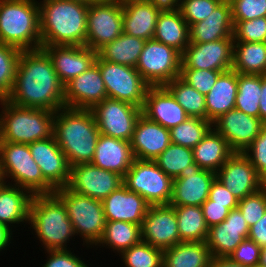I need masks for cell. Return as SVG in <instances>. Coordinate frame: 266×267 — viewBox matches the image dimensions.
Returning <instances> with one entry per match:
<instances>
[{"label":"cell","instance_id":"cell-1","mask_svg":"<svg viewBox=\"0 0 266 267\" xmlns=\"http://www.w3.org/2000/svg\"><path fill=\"white\" fill-rule=\"evenodd\" d=\"M8 102L56 112L65 107L64 85L48 54L41 48L21 51Z\"/></svg>","mask_w":266,"mask_h":267},{"label":"cell","instance_id":"cell-5","mask_svg":"<svg viewBox=\"0 0 266 267\" xmlns=\"http://www.w3.org/2000/svg\"><path fill=\"white\" fill-rule=\"evenodd\" d=\"M0 43L22 51L41 49L37 0H1Z\"/></svg>","mask_w":266,"mask_h":267},{"label":"cell","instance_id":"cell-16","mask_svg":"<svg viewBox=\"0 0 266 267\" xmlns=\"http://www.w3.org/2000/svg\"><path fill=\"white\" fill-rule=\"evenodd\" d=\"M177 226L174 206L150 205L142 221L141 239L164 251L182 242Z\"/></svg>","mask_w":266,"mask_h":267},{"label":"cell","instance_id":"cell-51","mask_svg":"<svg viewBox=\"0 0 266 267\" xmlns=\"http://www.w3.org/2000/svg\"><path fill=\"white\" fill-rule=\"evenodd\" d=\"M261 247L250 239H244L229 257L236 263L246 267H255L259 264Z\"/></svg>","mask_w":266,"mask_h":267},{"label":"cell","instance_id":"cell-12","mask_svg":"<svg viewBox=\"0 0 266 267\" xmlns=\"http://www.w3.org/2000/svg\"><path fill=\"white\" fill-rule=\"evenodd\" d=\"M122 0H99L89 4L85 46L98 51L123 33Z\"/></svg>","mask_w":266,"mask_h":267},{"label":"cell","instance_id":"cell-18","mask_svg":"<svg viewBox=\"0 0 266 267\" xmlns=\"http://www.w3.org/2000/svg\"><path fill=\"white\" fill-rule=\"evenodd\" d=\"M263 126L260 118L237 109L229 110L213 122V128L228 142L234 153H244Z\"/></svg>","mask_w":266,"mask_h":267},{"label":"cell","instance_id":"cell-48","mask_svg":"<svg viewBox=\"0 0 266 267\" xmlns=\"http://www.w3.org/2000/svg\"><path fill=\"white\" fill-rule=\"evenodd\" d=\"M221 73L222 71L181 68L180 77L198 92L206 95Z\"/></svg>","mask_w":266,"mask_h":267},{"label":"cell","instance_id":"cell-17","mask_svg":"<svg viewBox=\"0 0 266 267\" xmlns=\"http://www.w3.org/2000/svg\"><path fill=\"white\" fill-rule=\"evenodd\" d=\"M216 173L201 169L195 162L173 180L171 206H202L208 199Z\"/></svg>","mask_w":266,"mask_h":267},{"label":"cell","instance_id":"cell-28","mask_svg":"<svg viewBox=\"0 0 266 267\" xmlns=\"http://www.w3.org/2000/svg\"><path fill=\"white\" fill-rule=\"evenodd\" d=\"M234 23L229 0H222L203 21L189 26V42L200 44L233 38Z\"/></svg>","mask_w":266,"mask_h":267},{"label":"cell","instance_id":"cell-23","mask_svg":"<svg viewBox=\"0 0 266 267\" xmlns=\"http://www.w3.org/2000/svg\"><path fill=\"white\" fill-rule=\"evenodd\" d=\"M51 58L60 82L65 85L95 63L97 51L84 46L41 45Z\"/></svg>","mask_w":266,"mask_h":267},{"label":"cell","instance_id":"cell-36","mask_svg":"<svg viewBox=\"0 0 266 267\" xmlns=\"http://www.w3.org/2000/svg\"><path fill=\"white\" fill-rule=\"evenodd\" d=\"M145 42L141 38L122 33L100 48L97 55L105 61L136 67Z\"/></svg>","mask_w":266,"mask_h":267},{"label":"cell","instance_id":"cell-22","mask_svg":"<svg viewBox=\"0 0 266 267\" xmlns=\"http://www.w3.org/2000/svg\"><path fill=\"white\" fill-rule=\"evenodd\" d=\"M248 234L249 226L237 207L230 210L224 221L209 228L205 242L212 257H228Z\"/></svg>","mask_w":266,"mask_h":267},{"label":"cell","instance_id":"cell-52","mask_svg":"<svg viewBox=\"0 0 266 267\" xmlns=\"http://www.w3.org/2000/svg\"><path fill=\"white\" fill-rule=\"evenodd\" d=\"M47 260L42 267H88L82 257L76 255L74 250H47Z\"/></svg>","mask_w":266,"mask_h":267},{"label":"cell","instance_id":"cell-4","mask_svg":"<svg viewBox=\"0 0 266 267\" xmlns=\"http://www.w3.org/2000/svg\"><path fill=\"white\" fill-rule=\"evenodd\" d=\"M27 225L34 231L32 234L36 235L44 251L70 250L67 243L72 239L75 241L76 234L66 207L55 193L33 196Z\"/></svg>","mask_w":266,"mask_h":267},{"label":"cell","instance_id":"cell-30","mask_svg":"<svg viewBox=\"0 0 266 267\" xmlns=\"http://www.w3.org/2000/svg\"><path fill=\"white\" fill-rule=\"evenodd\" d=\"M33 196L29 190L3 182L0 185V224L14 231L25 223V228Z\"/></svg>","mask_w":266,"mask_h":267},{"label":"cell","instance_id":"cell-50","mask_svg":"<svg viewBox=\"0 0 266 267\" xmlns=\"http://www.w3.org/2000/svg\"><path fill=\"white\" fill-rule=\"evenodd\" d=\"M243 154L250 160L258 175L266 183V124Z\"/></svg>","mask_w":266,"mask_h":267},{"label":"cell","instance_id":"cell-47","mask_svg":"<svg viewBox=\"0 0 266 267\" xmlns=\"http://www.w3.org/2000/svg\"><path fill=\"white\" fill-rule=\"evenodd\" d=\"M221 1L222 0H179L177 8L190 26L206 19Z\"/></svg>","mask_w":266,"mask_h":267},{"label":"cell","instance_id":"cell-40","mask_svg":"<svg viewBox=\"0 0 266 267\" xmlns=\"http://www.w3.org/2000/svg\"><path fill=\"white\" fill-rule=\"evenodd\" d=\"M165 87L172 93L189 117L207 120L205 95L186 83L180 76Z\"/></svg>","mask_w":266,"mask_h":267},{"label":"cell","instance_id":"cell-13","mask_svg":"<svg viewBox=\"0 0 266 267\" xmlns=\"http://www.w3.org/2000/svg\"><path fill=\"white\" fill-rule=\"evenodd\" d=\"M100 134L130 142L142 108L117 99L106 98L91 109Z\"/></svg>","mask_w":266,"mask_h":267},{"label":"cell","instance_id":"cell-39","mask_svg":"<svg viewBox=\"0 0 266 267\" xmlns=\"http://www.w3.org/2000/svg\"><path fill=\"white\" fill-rule=\"evenodd\" d=\"M262 75L239 74L235 109L252 117L260 118Z\"/></svg>","mask_w":266,"mask_h":267},{"label":"cell","instance_id":"cell-60","mask_svg":"<svg viewBox=\"0 0 266 267\" xmlns=\"http://www.w3.org/2000/svg\"><path fill=\"white\" fill-rule=\"evenodd\" d=\"M258 266L266 267V246L261 248V254H260Z\"/></svg>","mask_w":266,"mask_h":267},{"label":"cell","instance_id":"cell-46","mask_svg":"<svg viewBox=\"0 0 266 267\" xmlns=\"http://www.w3.org/2000/svg\"><path fill=\"white\" fill-rule=\"evenodd\" d=\"M249 227L263 217L266 211V185L239 201L238 206Z\"/></svg>","mask_w":266,"mask_h":267},{"label":"cell","instance_id":"cell-6","mask_svg":"<svg viewBox=\"0 0 266 267\" xmlns=\"http://www.w3.org/2000/svg\"><path fill=\"white\" fill-rule=\"evenodd\" d=\"M55 113L0 99V142L30 144L51 137Z\"/></svg>","mask_w":266,"mask_h":267},{"label":"cell","instance_id":"cell-45","mask_svg":"<svg viewBox=\"0 0 266 267\" xmlns=\"http://www.w3.org/2000/svg\"><path fill=\"white\" fill-rule=\"evenodd\" d=\"M233 23L234 42H266V17Z\"/></svg>","mask_w":266,"mask_h":267},{"label":"cell","instance_id":"cell-20","mask_svg":"<svg viewBox=\"0 0 266 267\" xmlns=\"http://www.w3.org/2000/svg\"><path fill=\"white\" fill-rule=\"evenodd\" d=\"M29 149L44 179L55 190L68 185L71 166L53 135L30 143Z\"/></svg>","mask_w":266,"mask_h":267},{"label":"cell","instance_id":"cell-8","mask_svg":"<svg viewBox=\"0 0 266 267\" xmlns=\"http://www.w3.org/2000/svg\"><path fill=\"white\" fill-rule=\"evenodd\" d=\"M54 193L65 205L74 232L83 241L82 246L87 249L96 247L106 223L102 201L78 194L67 186L56 189Z\"/></svg>","mask_w":266,"mask_h":267},{"label":"cell","instance_id":"cell-41","mask_svg":"<svg viewBox=\"0 0 266 267\" xmlns=\"http://www.w3.org/2000/svg\"><path fill=\"white\" fill-rule=\"evenodd\" d=\"M212 128L213 123L208 120L189 117L170 129L171 143L193 149Z\"/></svg>","mask_w":266,"mask_h":267},{"label":"cell","instance_id":"cell-11","mask_svg":"<svg viewBox=\"0 0 266 267\" xmlns=\"http://www.w3.org/2000/svg\"><path fill=\"white\" fill-rule=\"evenodd\" d=\"M98 64L108 98L131 103L142 108L150 85L143 79L135 67L102 60L98 55Z\"/></svg>","mask_w":266,"mask_h":267},{"label":"cell","instance_id":"cell-54","mask_svg":"<svg viewBox=\"0 0 266 267\" xmlns=\"http://www.w3.org/2000/svg\"><path fill=\"white\" fill-rule=\"evenodd\" d=\"M201 209L209 228L224 221L230 212L226 205L212 204L209 198L202 204Z\"/></svg>","mask_w":266,"mask_h":267},{"label":"cell","instance_id":"cell-58","mask_svg":"<svg viewBox=\"0 0 266 267\" xmlns=\"http://www.w3.org/2000/svg\"><path fill=\"white\" fill-rule=\"evenodd\" d=\"M260 119L266 124V75H262V88L260 95Z\"/></svg>","mask_w":266,"mask_h":267},{"label":"cell","instance_id":"cell-15","mask_svg":"<svg viewBox=\"0 0 266 267\" xmlns=\"http://www.w3.org/2000/svg\"><path fill=\"white\" fill-rule=\"evenodd\" d=\"M122 185L123 177L119 174L86 163L71 167L67 187L78 194L103 201Z\"/></svg>","mask_w":266,"mask_h":267},{"label":"cell","instance_id":"cell-19","mask_svg":"<svg viewBox=\"0 0 266 267\" xmlns=\"http://www.w3.org/2000/svg\"><path fill=\"white\" fill-rule=\"evenodd\" d=\"M216 178L239 201L266 185L243 153H234L216 172Z\"/></svg>","mask_w":266,"mask_h":267},{"label":"cell","instance_id":"cell-33","mask_svg":"<svg viewBox=\"0 0 266 267\" xmlns=\"http://www.w3.org/2000/svg\"><path fill=\"white\" fill-rule=\"evenodd\" d=\"M233 154L228 142L214 128L193 148L194 162L215 173Z\"/></svg>","mask_w":266,"mask_h":267},{"label":"cell","instance_id":"cell-26","mask_svg":"<svg viewBox=\"0 0 266 267\" xmlns=\"http://www.w3.org/2000/svg\"><path fill=\"white\" fill-rule=\"evenodd\" d=\"M162 9V6L145 0H122L123 33L145 41L153 39Z\"/></svg>","mask_w":266,"mask_h":267},{"label":"cell","instance_id":"cell-2","mask_svg":"<svg viewBox=\"0 0 266 267\" xmlns=\"http://www.w3.org/2000/svg\"><path fill=\"white\" fill-rule=\"evenodd\" d=\"M41 45L84 46L88 4L73 0H38Z\"/></svg>","mask_w":266,"mask_h":267},{"label":"cell","instance_id":"cell-53","mask_svg":"<svg viewBox=\"0 0 266 267\" xmlns=\"http://www.w3.org/2000/svg\"><path fill=\"white\" fill-rule=\"evenodd\" d=\"M208 198L212 204L226 205L229 210L237 208L239 200L217 178L214 179Z\"/></svg>","mask_w":266,"mask_h":267},{"label":"cell","instance_id":"cell-59","mask_svg":"<svg viewBox=\"0 0 266 267\" xmlns=\"http://www.w3.org/2000/svg\"><path fill=\"white\" fill-rule=\"evenodd\" d=\"M154 4H158L163 8H176L179 4V0H145Z\"/></svg>","mask_w":266,"mask_h":267},{"label":"cell","instance_id":"cell-35","mask_svg":"<svg viewBox=\"0 0 266 267\" xmlns=\"http://www.w3.org/2000/svg\"><path fill=\"white\" fill-rule=\"evenodd\" d=\"M141 241V225L120 220L106 221L103 236L94 248H111V251L120 255Z\"/></svg>","mask_w":266,"mask_h":267},{"label":"cell","instance_id":"cell-62","mask_svg":"<svg viewBox=\"0 0 266 267\" xmlns=\"http://www.w3.org/2000/svg\"><path fill=\"white\" fill-rule=\"evenodd\" d=\"M3 177H2V173H1V170H0V185L3 183Z\"/></svg>","mask_w":266,"mask_h":267},{"label":"cell","instance_id":"cell-9","mask_svg":"<svg viewBox=\"0 0 266 267\" xmlns=\"http://www.w3.org/2000/svg\"><path fill=\"white\" fill-rule=\"evenodd\" d=\"M123 185L149 205H167L172 197L173 180L155 161L135 159L123 177Z\"/></svg>","mask_w":266,"mask_h":267},{"label":"cell","instance_id":"cell-7","mask_svg":"<svg viewBox=\"0 0 266 267\" xmlns=\"http://www.w3.org/2000/svg\"><path fill=\"white\" fill-rule=\"evenodd\" d=\"M0 170L5 183L29 190L33 195L55 191L32 158L29 144L0 142Z\"/></svg>","mask_w":266,"mask_h":267},{"label":"cell","instance_id":"cell-57","mask_svg":"<svg viewBox=\"0 0 266 267\" xmlns=\"http://www.w3.org/2000/svg\"><path fill=\"white\" fill-rule=\"evenodd\" d=\"M210 267H246L228 257H212Z\"/></svg>","mask_w":266,"mask_h":267},{"label":"cell","instance_id":"cell-25","mask_svg":"<svg viewBox=\"0 0 266 267\" xmlns=\"http://www.w3.org/2000/svg\"><path fill=\"white\" fill-rule=\"evenodd\" d=\"M130 143L135 159L155 161L171 144L170 130L141 114Z\"/></svg>","mask_w":266,"mask_h":267},{"label":"cell","instance_id":"cell-27","mask_svg":"<svg viewBox=\"0 0 266 267\" xmlns=\"http://www.w3.org/2000/svg\"><path fill=\"white\" fill-rule=\"evenodd\" d=\"M106 221H124L142 225L149 204L139 194L129 191L124 185L109 194L103 201Z\"/></svg>","mask_w":266,"mask_h":267},{"label":"cell","instance_id":"cell-24","mask_svg":"<svg viewBox=\"0 0 266 267\" xmlns=\"http://www.w3.org/2000/svg\"><path fill=\"white\" fill-rule=\"evenodd\" d=\"M142 115L169 130L189 118L165 86H150L148 88L142 107Z\"/></svg>","mask_w":266,"mask_h":267},{"label":"cell","instance_id":"cell-38","mask_svg":"<svg viewBox=\"0 0 266 267\" xmlns=\"http://www.w3.org/2000/svg\"><path fill=\"white\" fill-rule=\"evenodd\" d=\"M177 217V227L182 242L203 241L208 236L201 206H174Z\"/></svg>","mask_w":266,"mask_h":267},{"label":"cell","instance_id":"cell-3","mask_svg":"<svg viewBox=\"0 0 266 267\" xmlns=\"http://www.w3.org/2000/svg\"><path fill=\"white\" fill-rule=\"evenodd\" d=\"M53 136L72 167L91 163L100 132L90 109L63 107L55 113Z\"/></svg>","mask_w":266,"mask_h":267},{"label":"cell","instance_id":"cell-10","mask_svg":"<svg viewBox=\"0 0 266 267\" xmlns=\"http://www.w3.org/2000/svg\"><path fill=\"white\" fill-rule=\"evenodd\" d=\"M182 54L155 39L147 40L136 70L150 86H165L180 76Z\"/></svg>","mask_w":266,"mask_h":267},{"label":"cell","instance_id":"cell-32","mask_svg":"<svg viewBox=\"0 0 266 267\" xmlns=\"http://www.w3.org/2000/svg\"><path fill=\"white\" fill-rule=\"evenodd\" d=\"M238 73L231 69L222 72L214 86L205 95L207 120L214 122L222 114L235 109Z\"/></svg>","mask_w":266,"mask_h":267},{"label":"cell","instance_id":"cell-49","mask_svg":"<svg viewBox=\"0 0 266 267\" xmlns=\"http://www.w3.org/2000/svg\"><path fill=\"white\" fill-rule=\"evenodd\" d=\"M233 21L266 17V0H229Z\"/></svg>","mask_w":266,"mask_h":267},{"label":"cell","instance_id":"cell-42","mask_svg":"<svg viewBox=\"0 0 266 267\" xmlns=\"http://www.w3.org/2000/svg\"><path fill=\"white\" fill-rule=\"evenodd\" d=\"M158 167L172 180L194 163L193 149L171 143L155 160Z\"/></svg>","mask_w":266,"mask_h":267},{"label":"cell","instance_id":"cell-21","mask_svg":"<svg viewBox=\"0 0 266 267\" xmlns=\"http://www.w3.org/2000/svg\"><path fill=\"white\" fill-rule=\"evenodd\" d=\"M108 97L102 74L95 62L64 85L65 107L91 109Z\"/></svg>","mask_w":266,"mask_h":267},{"label":"cell","instance_id":"cell-31","mask_svg":"<svg viewBox=\"0 0 266 267\" xmlns=\"http://www.w3.org/2000/svg\"><path fill=\"white\" fill-rule=\"evenodd\" d=\"M153 39L171 46L181 54L189 45V25L176 8H163L158 14Z\"/></svg>","mask_w":266,"mask_h":267},{"label":"cell","instance_id":"cell-14","mask_svg":"<svg viewBox=\"0 0 266 267\" xmlns=\"http://www.w3.org/2000/svg\"><path fill=\"white\" fill-rule=\"evenodd\" d=\"M234 39L189 43L182 53L181 68L228 71L233 67Z\"/></svg>","mask_w":266,"mask_h":267},{"label":"cell","instance_id":"cell-61","mask_svg":"<svg viewBox=\"0 0 266 267\" xmlns=\"http://www.w3.org/2000/svg\"><path fill=\"white\" fill-rule=\"evenodd\" d=\"M73 1H79V2H82V3L89 5V4L96 2V1H99V0H73Z\"/></svg>","mask_w":266,"mask_h":267},{"label":"cell","instance_id":"cell-43","mask_svg":"<svg viewBox=\"0 0 266 267\" xmlns=\"http://www.w3.org/2000/svg\"><path fill=\"white\" fill-rule=\"evenodd\" d=\"M124 267H163V250L143 241L120 255Z\"/></svg>","mask_w":266,"mask_h":267},{"label":"cell","instance_id":"cell-37","mask_svg":"<svg viewBox=\"0 0 266 267\" xmlns=\"http://www.w3.org/2000/svg\"><path fill=\"white\" fill-rule=\"evenodd\" d=\"M233 70L266 75V42H234Z\"/></svg>","mask_w":266,"mask_h":267},{"label":"cell","instance_id":"cell-55","mask_svg":"<svg viewBox=\"0 0 266 267\" xmlns=\"http://www.w3.org/2000/svg\"><path fill=\"white\" fill-rule=\"evenodd\" d=\"M248 239L256 242L261 248L266 246V211L262 218L249 227Z\"/></svg>","mask_w":266,"mask_h":267},{"label":"cell","instance_id":"cell-34","mask_svg":"<svg viewBox=\"0 0 266 267\" xmlns=\"http://www.w3.org/2000/svg\"><path fill=\"white\" fill-rule=\"evenodd\" d=\"M211 258L206 242H179L163 251V267H210Z\"/></svg>","mask_w":266,"mask_h":267},{"label":"cell","instance_id":"cell-44","mask_svg":"<svg viewBox=\"0 0 266 267\" xmlns=\"http://www.w3.org/2000/svg\"><path fill=\"white\" fill-rule=\"evenodd\" d=\"M21 51L0 43V99H6L12 90Z\"/></svg>","mask_w":266,"mask_h":267},{"label":"cell","instance_id":"cell-29","mask_svg":"<svg viewBox=\"0 0 266 267\" xmlns=\"http://www.w3.org/2000/svg\"><path fill=\"white\" fill-rule=\"evenodd\" d=\"M134 160L130 142L100 134L91 164L124 177Z\"/></svg>","mask_w":266,"mask_h":267},{"label":"cell","instance_id":"cell-56","mask_svg":"<svg viewBox=\"0 0 266 267\" xmlns=\"http://www.w3.org/2000/svg\"><path fill=\"white\" fill-rule=\"evenodd\" d=\"M15 231L11 230L9 227L0 224V253L7 250L6 247L9 249V245L14 241L15 237L13 233Z\"/></svg>","mask_w":266,"mask_h":267}]
</instances>
